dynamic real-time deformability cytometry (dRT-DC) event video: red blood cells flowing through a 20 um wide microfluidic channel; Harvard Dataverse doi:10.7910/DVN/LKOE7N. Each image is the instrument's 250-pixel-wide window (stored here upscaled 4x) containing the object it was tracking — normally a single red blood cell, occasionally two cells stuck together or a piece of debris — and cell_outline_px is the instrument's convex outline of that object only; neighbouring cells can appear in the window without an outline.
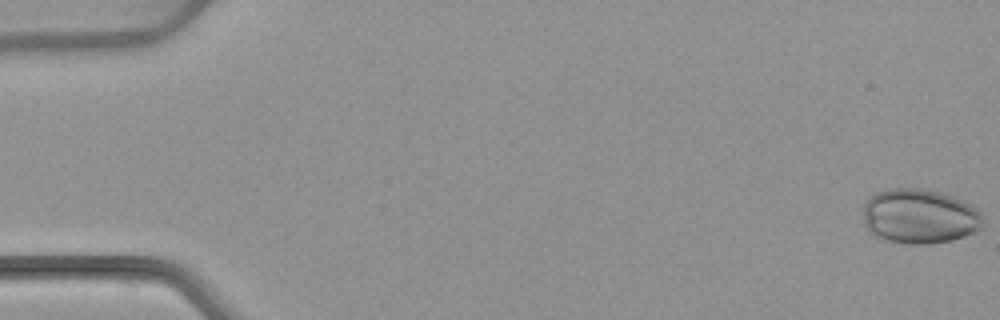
{"species": "common noctule bat (a hibernating species)", "species_latin": "Nyctalus noctula", "temperature_condition": "warm", "stored_images_in_passage": 3, "camera_frame_rate_fps": 3000, "um_per_image_px": 0.085, "animal": {"sex": "female", "body_mass_g": 22.7, "forearm_length_mm": 54.2}, "frame": {"image": 1, "passage_image": 1, "time_ms": 0.0, "image_size_px": [1000, 320], "cell_outline_px": [[984, 224], [976, 232], [952, 240], [928, 244], [908, 244], [880, 240], [872, 236], [868, 232], [864, 224], [864, 204], [876, 192], [892, 188], [920, 188], [936, 192], [960, 200], [976, 208], [984, 216]], "centroid_in_image_um": [78.13, 18.42], "position_along_channel_um": 6.9, "area_um2": 38.44}}